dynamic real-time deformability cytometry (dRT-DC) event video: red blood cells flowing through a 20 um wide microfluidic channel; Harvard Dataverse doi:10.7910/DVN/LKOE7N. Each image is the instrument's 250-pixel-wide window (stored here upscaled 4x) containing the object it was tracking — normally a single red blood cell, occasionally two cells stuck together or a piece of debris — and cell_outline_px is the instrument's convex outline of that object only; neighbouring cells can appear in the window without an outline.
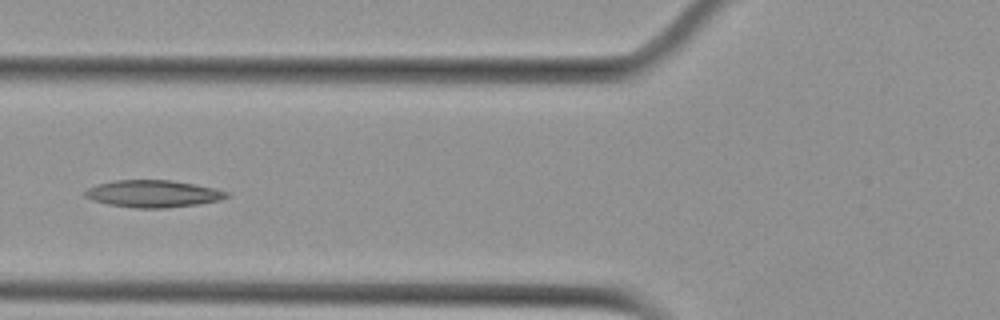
{"species": "Egyptian fruit bat (a non-hibernating species)", "species_latin": "Rousettus aegyptiacus", "temperature_condition": "cold", "stored_images_in_passage": 5, "camera_frame_rate_fps": 3000, "um_per_image_px": 0.085, "animal": {"sex": "female"}, "frame": {"image": 1, "passage_image": 5, "time_ms": 5.333, "image_size_px": [1000, 320], "cell_outline_px": [[228, 196], [220, 200], [200, 204], [164, 208], [136, 208], [108, 204], [84, 196], [84, 192], [88, 188], [100, 184], [116, 180], [172, 180], [196, 184], [216, 188], [228, 192]], "centroid_in_image_um": [13.07, 16.46], "position_along_channel_um": 112.7, "area_um2": 22.25}}